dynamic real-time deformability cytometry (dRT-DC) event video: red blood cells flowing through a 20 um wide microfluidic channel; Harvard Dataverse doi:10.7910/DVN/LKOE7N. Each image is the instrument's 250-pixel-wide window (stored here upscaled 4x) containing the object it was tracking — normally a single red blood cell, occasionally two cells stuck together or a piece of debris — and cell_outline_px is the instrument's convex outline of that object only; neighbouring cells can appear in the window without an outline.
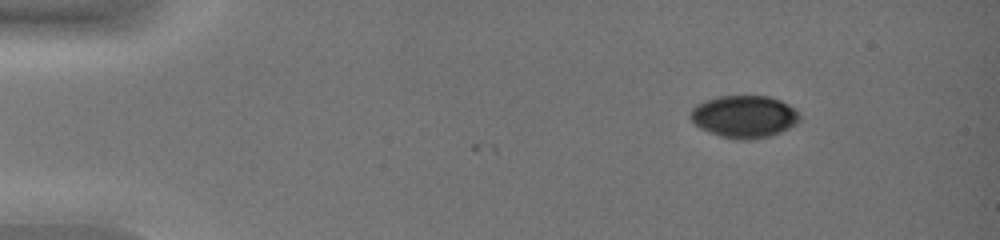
{"species": "common noctule bat (a hibernating species)", "species_latin": "Nyctalus noctula", "temperature_condition": "warm", "stored_images_in_passage": 2, "camera_frame_rate_fps": 3000, "um_per_image_px": 0.085, "animal": {"sex": "female", "body_mass_g": 19.0, "forearm_length_mm": 51.5}, "frame": {"image": 1, "passage_image": 2, "time_ms": 0.333, "image_size_px": [1000, 240], "cell_outline_px": [[800, 120], [796, 124], [780, 132], [768, 136], [752, 140], [736, 140], [720, 136], [708, 132], [700, 128], [688, 116], [688, 112], [696, 104], [704, 100], [716, 96], [768, 96], [780, 100], [788, 104], [800, 116]], "centroid_in_image_um": [63.2, 9.91], "position_along_channel_um": 21.8, "area_um2": 27.11}}